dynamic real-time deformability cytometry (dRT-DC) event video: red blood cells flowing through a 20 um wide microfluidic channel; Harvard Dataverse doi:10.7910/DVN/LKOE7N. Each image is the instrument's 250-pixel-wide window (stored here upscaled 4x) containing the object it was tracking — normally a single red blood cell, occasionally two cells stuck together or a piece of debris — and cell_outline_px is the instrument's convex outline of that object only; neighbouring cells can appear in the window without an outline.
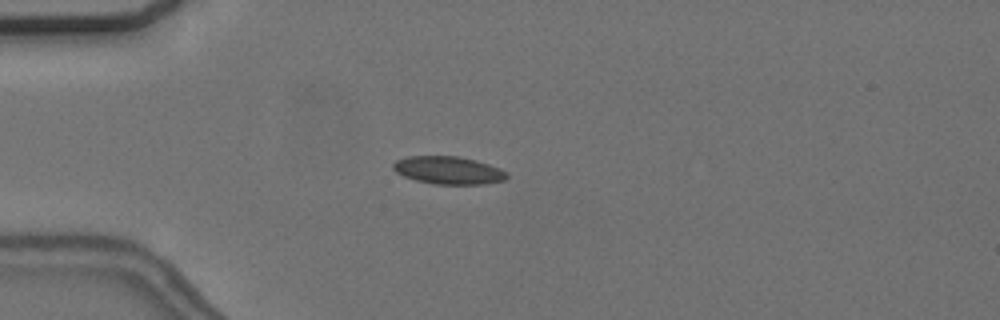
{"species": "common noctule bat (a hibernating species)", "species_latin": "Nyctalus noctula", "temperature_condition": "cold", "stored_images_in_passage": 56, "camera_frame_rate_fps": 3000, "um_per_image_px": 0.085, "animal": {"sex": "female", "body_mass_g": 24.6, "forearm_length_mm": 56.2}, "frame": {"image": 1, "passage_image": 15, "time_ms": 4.667, "image_size_px": [1000, 320], "cell_outline_px": [[508, 176], [504, 180], [484, 184], [432, 184], [416, 180], [404, 176], [396, 172], [392, 168], [392, 164], [396, 160], [408, 156], [456, 156], [476, 160], [500, 168], [508, 172]], "centroid_in_image_um": [38.11, 14.47], "position_along_channel_um": 46.9, "area_um2": 18.44}}
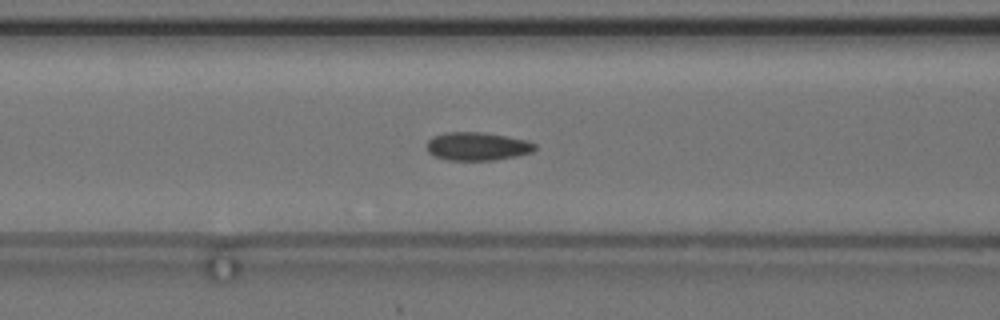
{"frame": {"image": 2, "passage_image": 23, "time_ms": 7.333, "image_size_px": [1000, 320], "cell_outline_px": [[536, 148], [532, 152], [516, 156], [496, 160], [448, 160], [436, 156], [428, 152], [428, 140], [432, 136], [448, 132], [480, 132], [528, 140], [536, 144]], "centroid_in_image_um": [40.59, 12.44], "position_along_channel_um": 126.0, "area_um2": 17.69}}
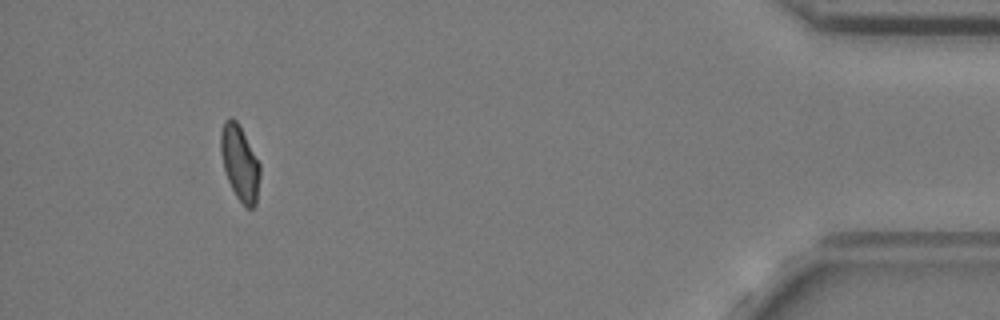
{"frame": {"image": 3, "passage_image": 52, "time_ms": 17.0, "image_size_px": [1000, 320], "cell_outline_px": [[260, 176], [256, 204], [252, 208], [248, 208], [236, 196], [228, 180], [224, 168], [220, 152], [220, 132], [224, 120], [228, 116], [232, 116], [236, 120], [260, 164]], "centroid_in_image_um": [20.37, 13.82], "position_along_channel_um": 414.8, "area_um2": 17.05}, "authors_computed_cell_mechanics": {"area_um2": 17.5134, "velocity_mm_per_s": 3.6645, "shape_relaxation_time_tau1_ms": null, "shape_relaxation_time_tau2_ms": 5.2083, "deformation_change_tau1": null, "deformation_change_tau2": 0.0787}}